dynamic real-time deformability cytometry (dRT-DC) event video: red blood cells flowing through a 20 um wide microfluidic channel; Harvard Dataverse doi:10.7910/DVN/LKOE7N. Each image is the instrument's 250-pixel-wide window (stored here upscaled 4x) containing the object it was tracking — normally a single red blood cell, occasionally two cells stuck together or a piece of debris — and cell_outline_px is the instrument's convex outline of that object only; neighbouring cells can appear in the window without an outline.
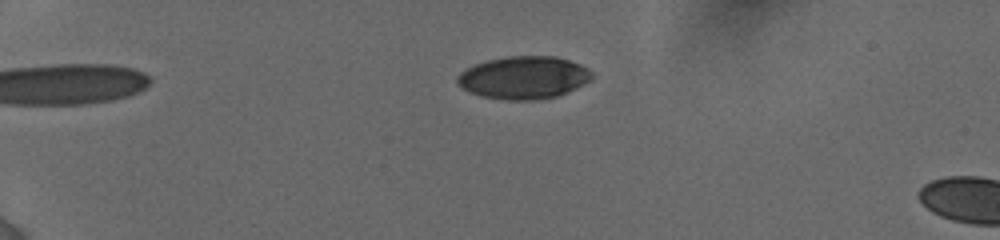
{"species": "human", "species_latin": "Homo sapiens", "temperature_condition": "cold", "stored_images_in_passage": 6, "camera_frame_rate_fps": 3000, "um_per_image_px": 0.085, "donor": {"sex": "female"}, "frame": {"image": 1, "passage_image": 4, "time_ms": 2.333, "image_size_px": [1000, 240], "cell_outline_px": [[592, 80], [584, 84], [556, 96], [536, 100], [508, 100], [480, 96], [468, 92], [460, 88], [456, 80], [456, 76], [460, 72], [476, 64], [488, 60], [508, 56], [556, 56], [580, 64], [588, 68], [592, 72]], "centroid_in_image_um": [44.49, 6.6], "position_along_channel_um": 40.5, "area_um2": 33.52}}